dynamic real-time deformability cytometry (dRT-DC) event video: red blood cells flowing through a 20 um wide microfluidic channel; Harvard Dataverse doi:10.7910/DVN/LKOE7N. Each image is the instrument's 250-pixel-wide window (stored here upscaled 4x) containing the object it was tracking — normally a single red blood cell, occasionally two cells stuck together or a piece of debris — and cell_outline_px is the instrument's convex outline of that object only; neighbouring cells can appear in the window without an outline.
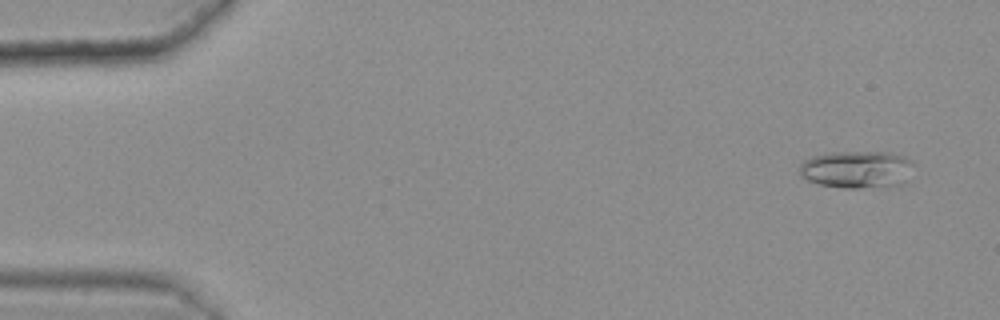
{"species": "common noctule bat (a hibernating species)", "species_latin": "Nyctalus noctula", "temperature_condition": "warm", "stored_images_in_passage": 50, "camera_frame_rate_fps": 3000, "um_per_image_px": 0.085, "animal": {"sex": "female", "body_mass_g": 25.1}, "frame": {"image": 1, "passage_image": 4, "time_ms": 1.0, "image_size_px": [1000, 320], "cell_outline_px": [[912, 164], [904, 180], [900, 184], [860, 188], [844, 188], [820, 184], [808, 180], [800, 176], [800, 164], [804, 160], [812, 156], [832, 152], [888, 152], [904, 156], [912, 160]], "centroid_in_image_um": [72.77, 14.38], "position_along_channel_um": 12.2, "area_um2": 24.51}}
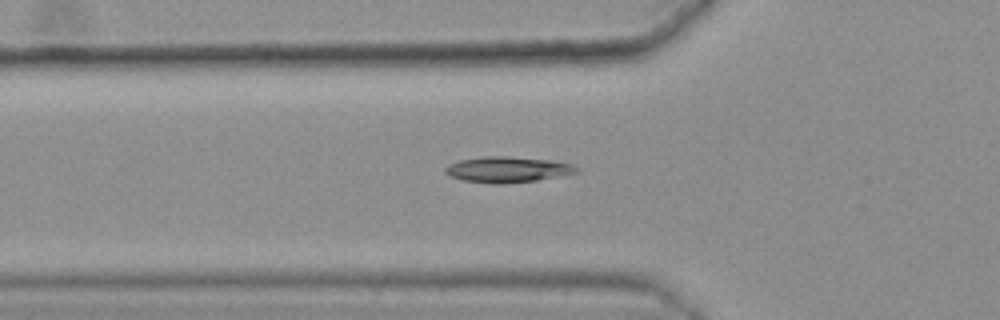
{"frame": {"image": 2, "passage_image": 20, "time_ms": 6.333, "image_size_px": [1000, 320], "cell_outline_px": [[580, 168], [576, 172], [536, 180], [500, 184], [496, 184], [464, 180], [448, 176], [444, 172], [444, 168], [448, 164], [460, 160], [480, 156], [508, 156], [552, 160], [572, 164]], "centroid_in_image_um": [43.08, 14.39], "position_along_channel_um": 82.7, "area_um2": 19.65}}
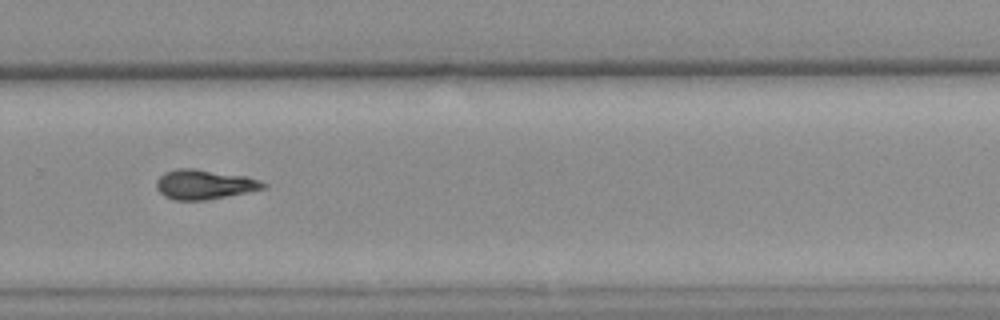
{"frame": {"image": 3, "passage_image": 39, "time_ms": 12.667, "image_size_px": [1000, 320], "cell_outline_px": [[268, 188], [228, 196], [204, 200], [176, 200], [164, 196], [156, 188], [156, 180], [164, 172], [176, 168], [196, 168], [248, 176], [260, 180], [268, 184]], "centroid_in_image_um": [17.4, 15.66], "position_along_channel_um": 312.4, "area_um2": 18.79}, "authors_computed_cell_mechanics": {"area_um2": 18.2648, "velocity_mm_per_s": 3.6228, "shape_relaxation_time_tau1_ms": null, "shape_relaxation_time_tau2_ms": 4.8639, "deformation_change_tau1": null, "deformation_change_tau2": 0.1105}}